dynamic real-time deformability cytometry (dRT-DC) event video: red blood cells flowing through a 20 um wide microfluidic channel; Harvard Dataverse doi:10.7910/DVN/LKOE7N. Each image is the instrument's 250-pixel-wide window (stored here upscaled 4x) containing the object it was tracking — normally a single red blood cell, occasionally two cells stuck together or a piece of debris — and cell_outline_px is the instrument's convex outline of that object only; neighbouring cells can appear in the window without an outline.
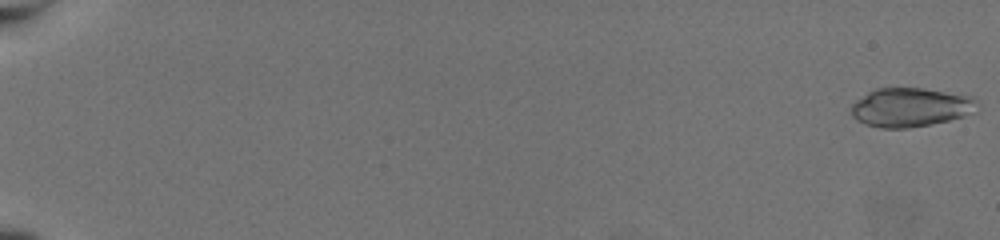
{"species": "common noctule bat (a hibernating species)", "species_latin": "Nyctalus noctula", "temperature_condition": "warm", "stored_images_in_passage": 20, "camera_frame_rate_fps": 3000, "um_per_image_px": 0.085, "animal": {"sex": "female", "body_mass_g": 19.5, "forearm_length_mm": 54.1}, "frame": {"image": 1, "passage_image": 1, "time_ms": 0.0, "image_size_px": [1000, 240], "cell_outline_px": [[976, 100], [964, 116], [948, 120], [928, 124], [904, 128], [880, 128], [856, 120], [852, 116], [852, 104], [856, 100], [868, 92], [876, 88], [920, 88], [968, 96]], "centroid_in_image_um": [77.26, 9.12], "position_along_channel_um": 7.7, "area_um2": 27.57}}
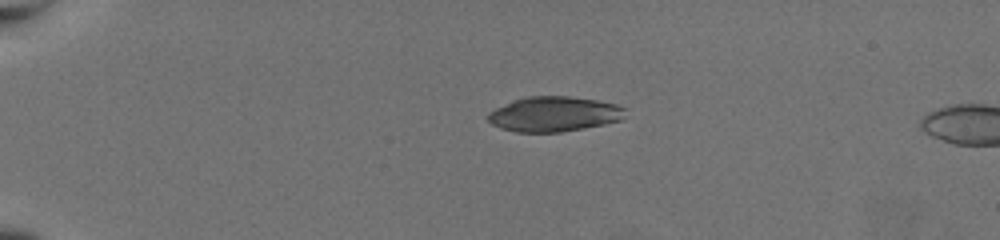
{"frame": {"image": 2, "passage_image": 16, "time_ms": 5.0, "image_size_px": [1000, 240], "cell_outline_px": [[624, 108], [620, 120], [604, 124], [560, 132], [516, 132], [500, 128], [492, 124], [488, 120], [488, 112], [496, 108], [516, 100], [528, 96], [568, 96], [596, 100], [616, 104]], "centroid_in_image_um": [47.06, 9.7], "position_along_channel_um": 37.9, "area_um2": 27.57}}